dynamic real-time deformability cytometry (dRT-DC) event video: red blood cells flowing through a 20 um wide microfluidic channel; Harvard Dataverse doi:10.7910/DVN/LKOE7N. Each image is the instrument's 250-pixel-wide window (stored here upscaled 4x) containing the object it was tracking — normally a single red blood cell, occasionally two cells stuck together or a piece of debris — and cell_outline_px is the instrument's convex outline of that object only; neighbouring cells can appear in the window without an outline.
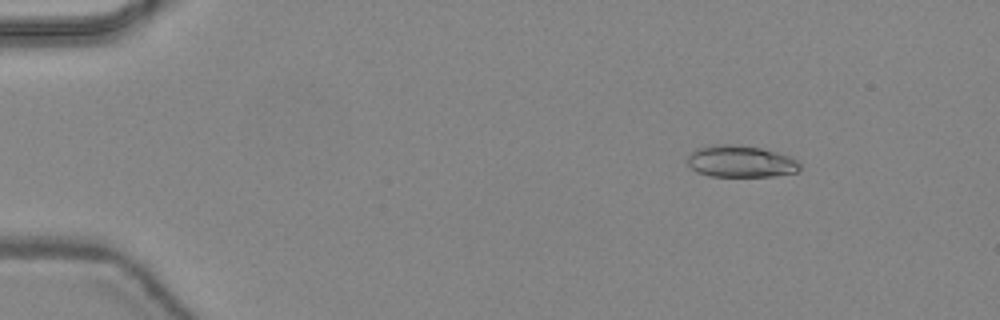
{"species": "common noctule bat (a hibernating species)", "species_latin": "Nyctalus noctula", "temperature_condition": "warm", "stored_images_in_passage": 47, "camera_frame_rate_fps": 3000, "um_per_image_px": 0.085, "animal": {"sex": "female", "body_mass_g": 24.6, "forearm_length_mm": 56.2}, "frame": {"image": 1, "passage_image": 7, "time_ms": 2.0, "image_size_px": [1000, 320], "cell_outline_px": [[800, 168], [796, 172], [776, 176], [712, 176], [696, 172], [688, 164], [688, 156], [696, 148], [716, 144], [732, 144], [760, 148], [776, 152], [788, 156], [796, 160], [800, 164]], "centroid_in_image_um": [62.94, 13.72], "position_along_channel_um": 22.1, "area_um2": 20.69}}
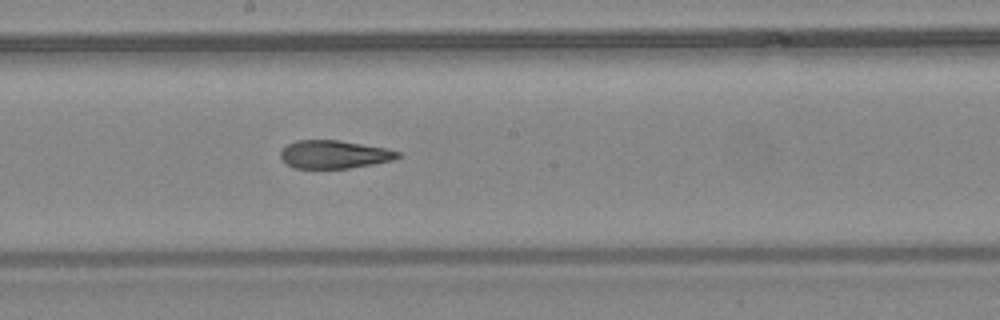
{"frame": {"image": 2, "passage_image": 27, "time_ms": 8.667, "image_size_px": [1000, 320], "cell_outline_px": [[400, 156], [392, 160], [372, 164], [348, 168], [296, 168], [288, 164], [280, 156], [280, 152], [288, 144], [296, 140], [340, 140], [384, 148], [400, 152]], "centroid_in_image_um": [28.39, 13.12], "position_along_channel_um": 219.8, "area_um2": 18.9}}
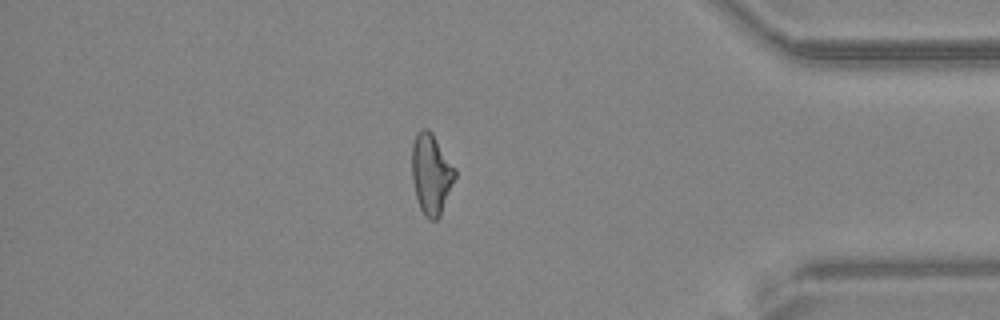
{"frame": {"image": 3, "passage_image": 41, "time_ms": 13.333, "image_size_px": [1000, 320], "cell_outline_px": [[456, 176], [440, 216], [436, 220], [428, 220], [424, 216], [420, 208], [416, 196], [412, 180], [412, 144], [420, 128], [428, 128], [432, 132], [456, 168]], "centroid_in_image_um": [36.65, 14.78], "position_along_channel_um": 398.5, "area_um2": 20.35}, "authors_computed_cell_mechanics": {"area_um2": 20.4612, "velocity_mm_per_s": 4.4556, "shape_relaxation_time_tau1_ms": 5.1739, "shape_relaxation_time_tau2_ms": 2.4239, "deformation_change_tau1": 0.1827, "deformation_change_tau2": 0.1229}}